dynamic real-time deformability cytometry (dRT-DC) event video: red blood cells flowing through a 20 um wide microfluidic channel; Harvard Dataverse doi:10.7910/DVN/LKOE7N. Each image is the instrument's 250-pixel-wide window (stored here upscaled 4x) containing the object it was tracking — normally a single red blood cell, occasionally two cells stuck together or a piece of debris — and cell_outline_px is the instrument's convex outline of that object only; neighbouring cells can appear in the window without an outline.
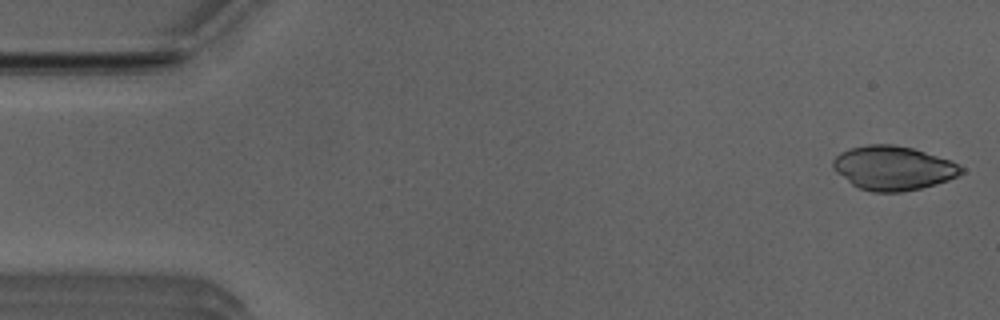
{"species": "Egyptian fruit bat (a non-hibernating species)", "species_latin": "Rousettus aegyptiacus", "temperature_condition": "room temperature", "stored_images_in_passage": 51, "camera_frame_rate_fps": 3000, "um_per_image_px": 0.085, "animal": {"sex": "male"}, "frame": {"image": 1, "passage_image": 1, "time_ms": 0.0, "image_size_px": [1000, 320], "cell_outline_px": [[964, 172], [948, 180], [936, 184], [920, 188], [900, 192], [872, 192], [860, 188], [852, 184], [836, 172], [832, 164], [832, 160], [840, 152], [848, 148], [868, 144], [892, 144], [912, 148], [952, 160], [964, 168]], "centroid_in_image_um": [75.92, 14.27], "position_along_channel_um": 9.1, "area_um2": 33.0}}
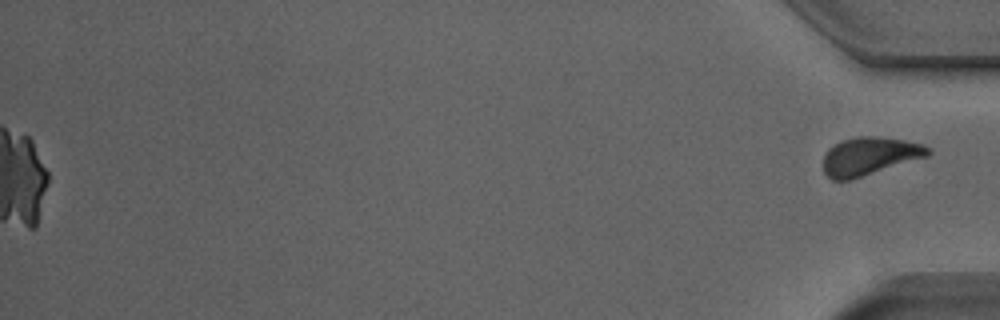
{"frame": {"image": 2, "passage_image": 51, "time_ms": 16.667, "image_size_px": [1000, 320], "cell_outline_px": [[932, 152], [928, 156], [848, 180], [832, 180], [824, 172], [824, 156], [828, 148], [840, 140], [856, 136], [880, 136], [904, 140], [924, 144], [932, 148]], "centroid_in_image_um": [73.92, 13.24], "position_along_channel_um": 361.3, "area_um2": 23.24}}